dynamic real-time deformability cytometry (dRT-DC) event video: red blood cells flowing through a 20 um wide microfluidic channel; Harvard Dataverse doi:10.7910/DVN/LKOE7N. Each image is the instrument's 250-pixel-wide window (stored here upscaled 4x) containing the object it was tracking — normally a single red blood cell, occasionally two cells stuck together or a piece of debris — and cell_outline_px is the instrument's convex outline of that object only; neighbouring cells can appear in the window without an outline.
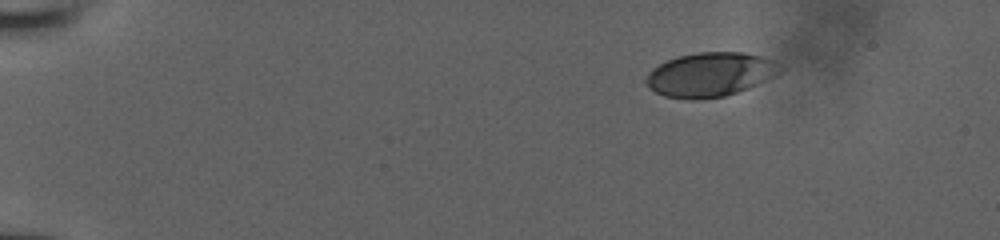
{"species": "human", "species_latin": "Homo sapiens", "temperature_condition": "room temperature", "stored_images_in_passage": 46, "camera_frame_rate_fps": 3000, "um_per_image_px": 0.085, "donor": {"sex": "male"}, "frame": {"image": 1, "passage_image": 1, "time_ms": 0.0, "image_size_px": [1000, 240], "cell_outline_px": [[780, 72], [748, 88], [724, 96], [696, 100], [692, 100], [664, 96], [656, 92], [644, 80], [652, 68], [668, 60], [680, 56], [696, 52], [744, 52], [760, 56], [772, 60]], "centroid_in_image_um": [60.3, 6.34], "position_along_channel_um": 24.7, "area_um2": 33.81}}
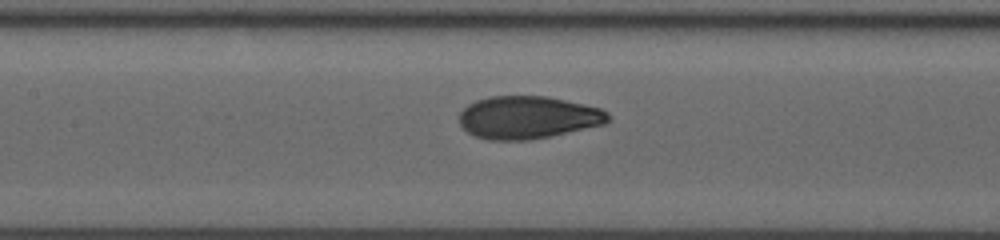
{"frame": {"image": 2, "passage_image": 20, "time_ms": 6.333, "image_size_px": [1000, 240], "cell_outline_px": [[608, 124], [552, 136], [528, 140], [488, 140], [476, 136], [468, 132], [460, 124], [460, 112], [468, 104], [476, 100], [488, 96], [548, 96], [584, 104], [600, 108], [608, 112]], "centroid_in_image_um": [44.9, 9.98], "position_along_channel_um": 162.5, "area_um2": 37.22}}
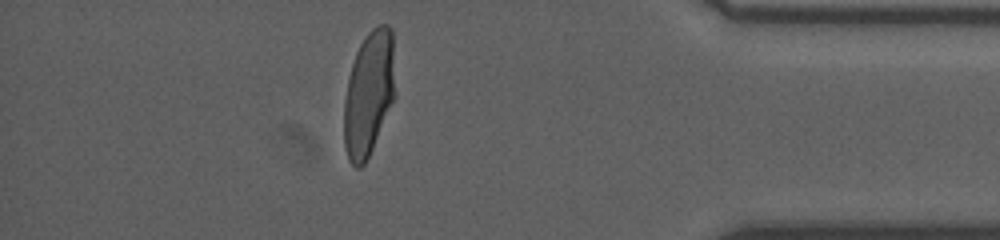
{"frame": {"image": 3, "passage_image": 40, "time_ms": 13.0, "image_size_px": [1000, 240], "cell_outline_px": [[396, 96], [372, 148], [364, 164], [360, 168], [356, 168], [348, 160], [344, 144], [344, 100], [348, 80], [352, 64], [356, 52], [360, 44], [368, 32], [376, 24], [388, 24], [392, 28]], "centroid_in_image_um": [31.36, 7.92], "position_along_channel_um": 403.8, "area_um2": 37.51}}